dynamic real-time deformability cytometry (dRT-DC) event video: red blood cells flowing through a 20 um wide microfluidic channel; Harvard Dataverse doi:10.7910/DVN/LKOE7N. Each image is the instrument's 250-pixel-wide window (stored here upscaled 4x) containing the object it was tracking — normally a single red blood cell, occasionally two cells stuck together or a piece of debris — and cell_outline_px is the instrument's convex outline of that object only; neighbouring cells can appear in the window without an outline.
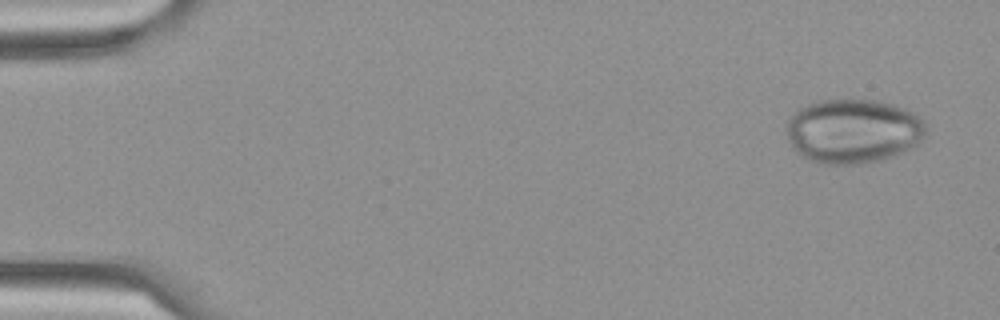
{"species": "Egyptian fruit bat (a non-hibernating species)", "species_latin": "Rousettus aegyptiacus", "temperature_condition": "cold", "stored_images_in_passage": 5, "camera_frame_rate_fps": 3000, "um_per_image_px": 0.085, "frame": {"image": 1, "passage_image": 1, "time_ms": 0.0, "image_size_px": [1000, 320], "cell_outline_px": [[928, 128], [924, 136], [916, 144], [892, 156], [880, 160], [864, 164], [820, 164], [808, 160], [788, 140], [784, 124], [788, 116], [800, 108], [808, 104], [820, 100], [880, 100], [904, 108], [912, 112], [924, 120]], "centroid_in_image_um": [72.5, 11.13], "position_along_channel_um": 12.5, "area_um2": 52.48}}